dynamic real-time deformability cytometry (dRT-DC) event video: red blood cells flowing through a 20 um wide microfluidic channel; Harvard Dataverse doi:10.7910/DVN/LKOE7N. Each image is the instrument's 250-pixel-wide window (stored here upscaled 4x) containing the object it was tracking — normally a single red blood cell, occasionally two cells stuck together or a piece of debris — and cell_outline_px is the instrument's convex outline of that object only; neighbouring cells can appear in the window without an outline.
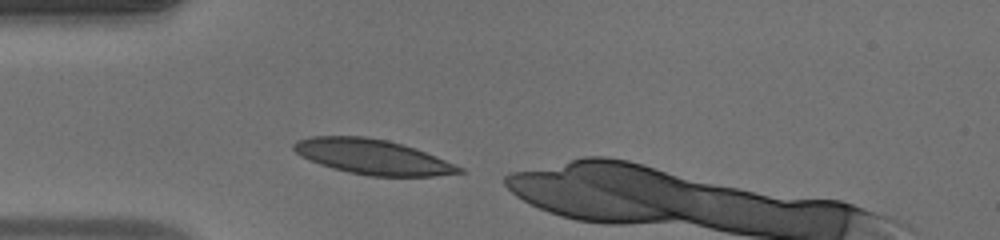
{"species": "human", "species_latin": "Homo sapiens", "temperature_condition": "warm", "stored_images_in_passage": 37, "camera_frame_rate_fps": 3000, "um_per_image_px": 0.085, "donor": {"sex": "male"}, "frame": {"image": 1, "passage_image": 1, "time_ms": 0.0, "image_size_px": [1000, 240], "cell_outline_px": [[468, 172], [432, 176], [368, 176], [348, 172], [332, 168], [320, 164], [300, 156], [292, 148], [292, 144], [296, 140], [312, 136], [364, 136], [388, 140], [416, 148], [436, 156], [464, 168]], "centroid_in_image_um": [31.68, 13.33], "position_along_channel_um": 53.3, "area_um2": 33.87}}
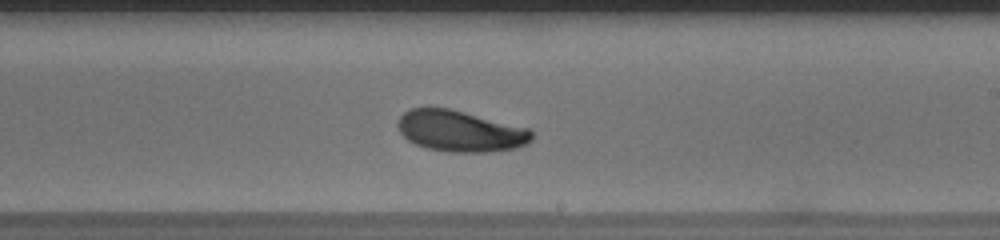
{"frame": {"image": 2, "passage_image": 16, "time_ms": 5.0, "image_size_px": [1000, 240], "cell_outline_px": [[532, 140], [516, 148], [488, 152], [448, 152], [428, 148], [416, 144], [408, 140], [400, 132], [396, 124], [400, 116], [408, 108], [428, 104], [448, 108], [532, 128]], "centroid_in_image_um": [39.08, 11.1], "position_along_channel_um": 249.9, "area_um2": 32.83}}
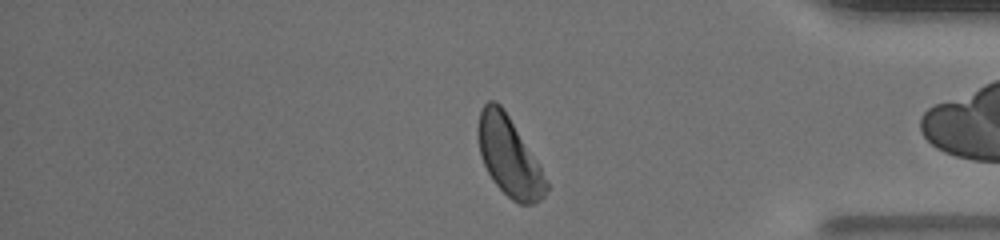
{"frame": {"image": 3, "passage_image": 28, "time_ms": 9.0, "image_size_px": [1000, 240], "cell_outline_px": [[548, 188], [544, 196], [540, 200], [532, 204], [520, 204], [512, 200], [492, 180], [484, 164], [480, 152], [476, 132], [476, 128], [480, 112], [484, 104], [488, 100], [496, 100], [504, 108], [536, 160], [548, 184]], "centroid_in_image_um": [43.24, 13.27], "position_along_channel_um": 392.0, "area_um2": 31.15}, "authors_computed_cell_mechanics": {"area_um2": 32.0212, "velocity_mm_per_s": 4.1162, "shape_relaxation_time_tau1_ms": 2.4711, "shape_relaxation_time_tau2_ms": 3.4569, "deformation_change_tau1": 0.1126, "deformation_change_tau2": 0.0773}}